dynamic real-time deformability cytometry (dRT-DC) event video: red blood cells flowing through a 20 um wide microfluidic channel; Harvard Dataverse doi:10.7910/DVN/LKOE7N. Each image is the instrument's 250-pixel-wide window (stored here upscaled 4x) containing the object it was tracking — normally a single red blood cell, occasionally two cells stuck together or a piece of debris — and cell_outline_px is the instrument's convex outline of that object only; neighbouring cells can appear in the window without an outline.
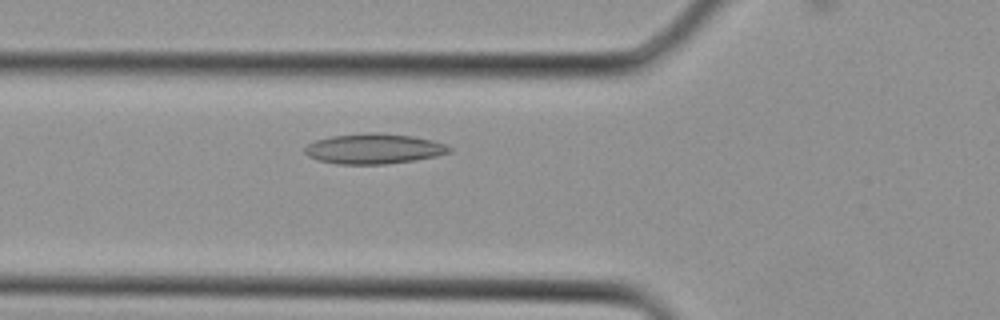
{"species": "Egyptian fruit bat (a non-hibernating species)", "species_latin": "Rousettus aegyptiacus", "temperature_condition": "cold", "stored_images_in_passage": 3, "camera_frame_rate_fps": 3000, "um_per_image_px": 0.085, "animal": {"sex": "female"}, "frame": {"image": 1, "passage_image": 2, "time_ms": 0.333, "image_size_px": [1000, 320], "cell_outline_px": [[452, 152], [436, 156], [416, 160], [388, 164], [336, 164], [316, 160], [308, 156], [304, 152], [304, 148], [308, 144], [316, 140], [332, 136], [368, 132], [376, 132], [412, 136], [432, 140], [444, 144], [452, 148]], "centroid_in_image_um": [31.77, 12.65], "position_along_channel_um": 94.0, "area_um2": 25.61}}